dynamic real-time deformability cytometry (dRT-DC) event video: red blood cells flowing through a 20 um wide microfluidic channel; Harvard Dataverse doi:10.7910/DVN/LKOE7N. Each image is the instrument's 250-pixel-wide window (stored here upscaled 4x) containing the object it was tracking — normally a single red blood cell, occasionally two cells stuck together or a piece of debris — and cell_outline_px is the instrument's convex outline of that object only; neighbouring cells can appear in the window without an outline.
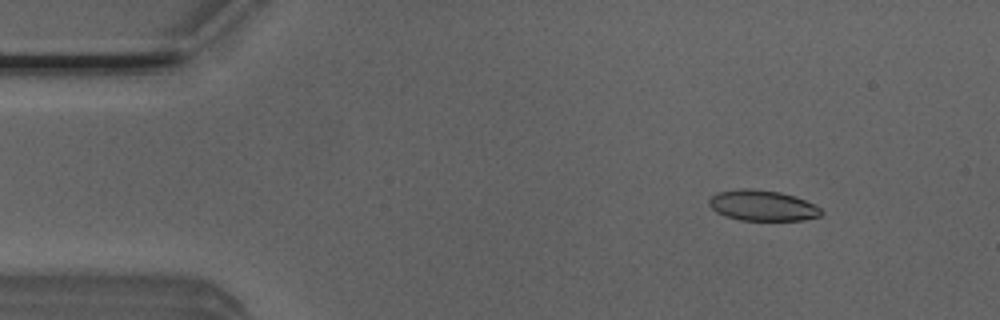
{"species": "Egyptian fruit bat (a non-hibernating species)", "species_latin": "Rousettus aegyptiacus", "temperature_condition": "room temperature", "stored_images_in_passage": 6, "camera_frame_rate_fps": 3000, "um_per_image_px": 0.085, "animal": {"sex": "male"}, "frame": {"image": 1, "passage_image": 2, "time_ms": 0.333, "image_size_px": [1000, 320], "cell_outline_px": [[824, 212], [820, 216], [804, 220], [740, 220], [724, 216], [716, 212], [708, 204], [708, 200], [712, 196], [720, 192], [740, 188], [752, 188], [780, 192], [804, 200], [820, 208]], "centroid_in_image_um": [64.78, 17.47], "position_along_channel_um": 20.2, "area_um2": 19.94}}